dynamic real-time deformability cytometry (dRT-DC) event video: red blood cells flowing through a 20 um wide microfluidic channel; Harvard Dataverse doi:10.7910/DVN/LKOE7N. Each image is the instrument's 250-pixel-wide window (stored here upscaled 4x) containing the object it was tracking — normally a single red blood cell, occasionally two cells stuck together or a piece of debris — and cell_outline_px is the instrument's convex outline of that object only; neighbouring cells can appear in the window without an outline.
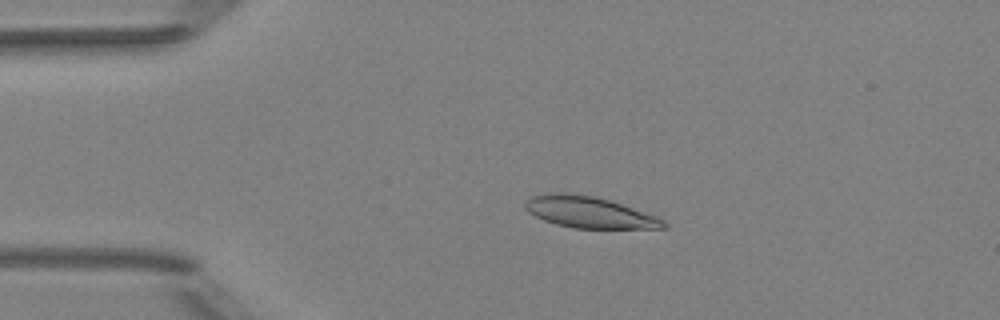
{"species": "Egyptian fruit bat (a non-hibernating species)", "species_latin": "Rousettus aegyptiacus", "temperature_condition": "room temperature", "stored_images_in_passage": 51, "camera_frame_rate_fps": 3000, "um_per_image_px": 0.085, "animal": {"sex": "female"}, "frame": {"image": 1, "passage_image": 11, "time_ms": 3.333, "image_size_px": [1000, 320], "cell_outline_px": [[668, 228], [572, 228], [556, 224], [544, 220], [528, 212], [524, 208], [524, 204], [532, 196], [548, 192], [568, 192], [596, 196], [656, 216], [664, 220], [668, 224]], "centroid_in_image_um": [50.05, 18.03], "position_along_channel_um": 34.9, "area_um2": 25.26}}
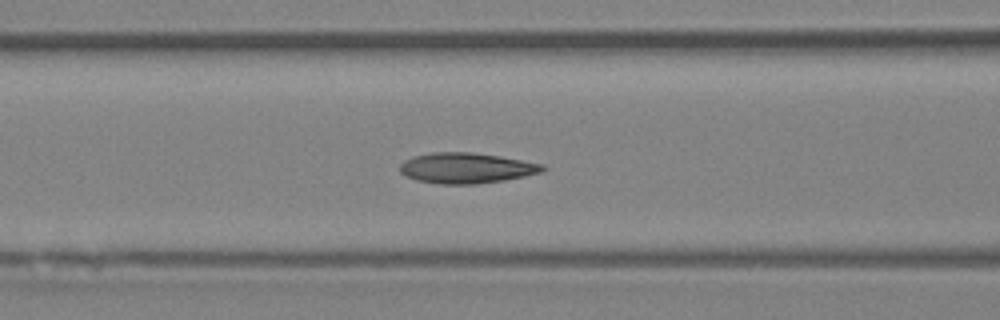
{"frame": {"image": 2, "passage_image": 21, "time_ms": 6.667, "image_size_px": [1000, 320], "cell_outline_px": [[548, 168], [540, 172], [524, 176], [504, 180], [476, 184], [440, 184], [416, 180], [404, 176], [400, 172], [400, 164], [404, 160], [412, 156], [432, 152], [472, 152], [500, 156], [544, 164]], "centroid_in_image_um": [39.61, 14.28], "position_along_channel_um": 127.0, "area_um2": 25.55}}
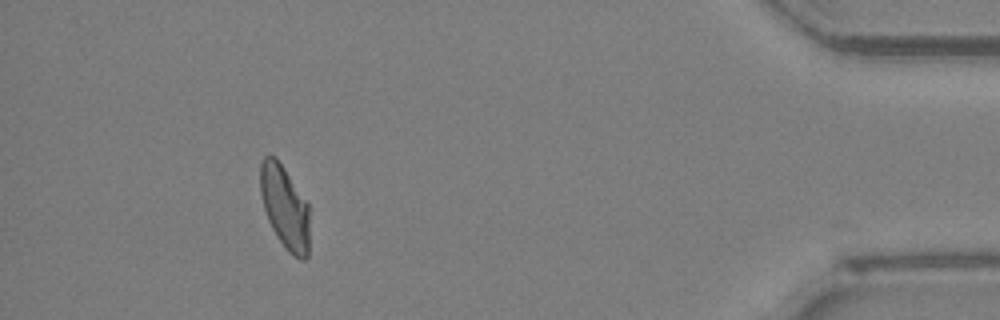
{"frame": {"image": 3, "passage_image": 47, "time_ms": 15.333, "image_size_px": [1000, 320], "cell_outline_px": [[308, 256], [304, 260], [300, 260], [292, 256], [284, 248], [276, 236], [268, 220], [264, 208], [260, 192], [260, 164], [264, 156], [268, 152], [276, 156], [308, 204]], "centroid_in_image_um": [24.18, 17.6], "position_along_channel_um": 411.0, "area_um2": 23.99}, "authors_computed_cell_mechanics": {"area_um2": 24.854, "velocity_mm_per_s": 3.9743, "shape_relaxation_time_tau1_ms": 4.8285, "shape_relaxation_time_tau2_ms": 2.0469, "deformation_change_tau1": 0.149, "deformation_change_tau2": 0.0754}}